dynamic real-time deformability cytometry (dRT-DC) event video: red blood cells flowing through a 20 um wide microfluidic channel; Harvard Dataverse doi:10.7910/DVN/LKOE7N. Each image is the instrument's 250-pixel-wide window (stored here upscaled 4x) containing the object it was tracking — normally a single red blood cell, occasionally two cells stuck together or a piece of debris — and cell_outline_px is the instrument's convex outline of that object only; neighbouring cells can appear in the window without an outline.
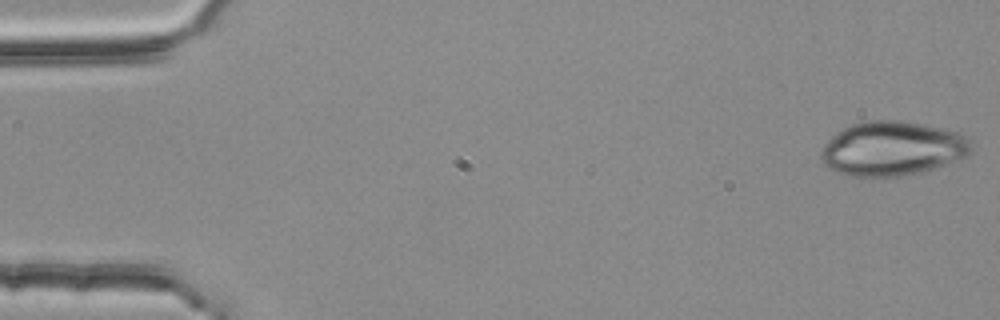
{"species": "common noctule bat (a hibernating species)", "species_latin": "Nyctalus noctula", "temperature_condition": "room temperature", "stored_images_in_passage": 4, "camera_frame_rate_fps": 3000, "um_per_image_px": 0.085, "animal": {"sex": "female", "body_mass_g": 25.1}, "frame": {"image": 1, "passage_image": 1, "time_ms": 0.0, "image_size_px": [1000, 320], "cell_outline_px": [[968, 156], [936, 168], [920, 172], [900, 176], [852, 176], [836, 172], [824, 164], [820, 156], [820, 152], [824, 144], [836, 132], [852, 124], [868, 120], [904, 120], [924, 124], [960, 132], [968, 140]], "centroid_in_image_um": [75.82, 12.62], "position_along_channel_um": 9.2, "area_um2": 47.45}}